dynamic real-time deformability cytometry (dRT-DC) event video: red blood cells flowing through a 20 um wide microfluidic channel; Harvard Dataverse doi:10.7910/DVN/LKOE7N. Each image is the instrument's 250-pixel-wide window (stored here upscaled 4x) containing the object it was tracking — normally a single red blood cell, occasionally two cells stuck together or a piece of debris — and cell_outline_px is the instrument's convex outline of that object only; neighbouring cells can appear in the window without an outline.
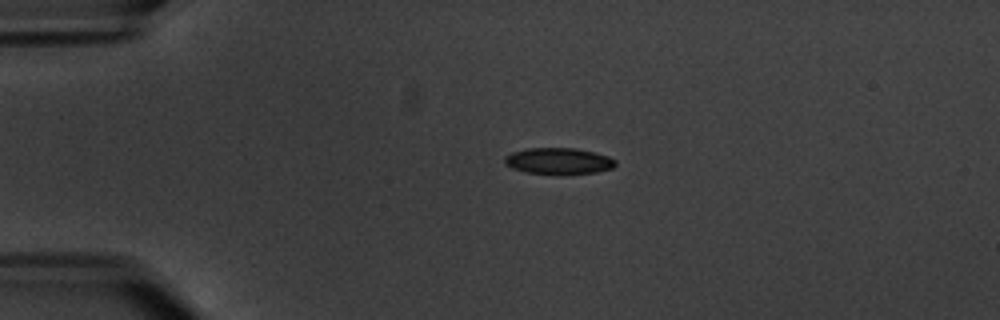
{"species": "common noctule bat (a hibernating species)", "species_latin": "Nyctalus noctula", "temperature_condition": "warm", "stored_images_in_passage": 9, "camera_frame_rate_fps": 3000, "um_per_image_px": 0.085, "animal": {"sex": "male", "body_mass_g": 20.1, "forearm_length_mm": 53.5}, "frame": {"image": 1, "passage_image": 2, "time_ms": 1.333, "image_size_px": [1000, 320], "cell_outline_px": [[616, 164], [612, 168], [596, 172], [560, 176], [524, 172], [512, 168], [504, 164], [504, 156], [512, 152], [528, 148], [576, 148], [596, 152], [608, 156], [616, 160]], "centroid_in_image_um": [47.47, 13.71], "position_along_channel_um": 37.5, "area_um2": 17.57}}
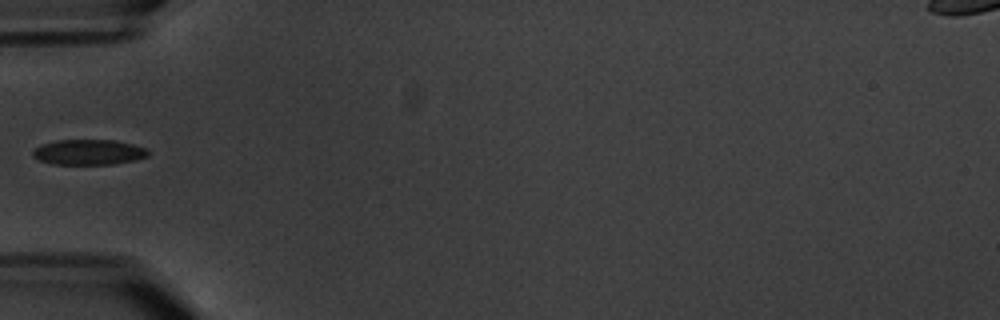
{"frame": {"image": 2, "passage_image": 4, "time_ms": 3.667, "image_size_px": [1000, 320], "cell_outline_px": [[148, 156], [136, 160], [112, 164], [52, 164], [40, 160], [32, 156], [32, 148], [40, 144], [56, 140], [116, 140], [148, 148]], "centroid_in_image_um": [7.51, 12.92], "position_along_channel_um": 77.5, "area_um2": 17.22}}
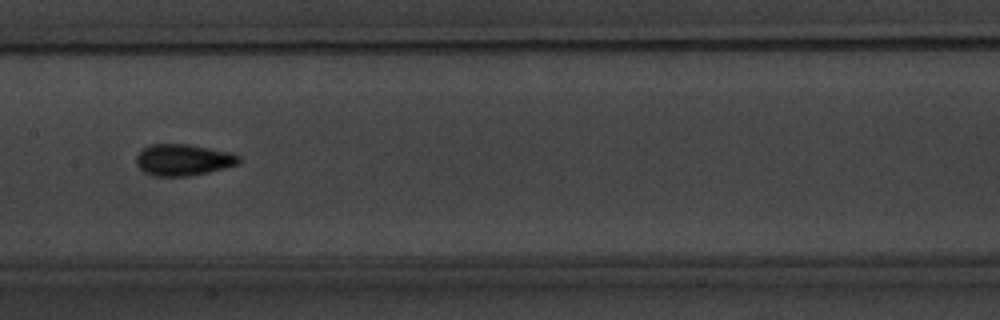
{"frame": {"image": 3, "passage_image": 7, "time_ms": 7.0, "image_size_px": [1000, 320], "cell_outline_px": [[240, 164], [208, 172], [188, 176], [156, 176], [144, 172], [136, 164], [136, 156], [144, 148], [152, 144], [188, 144], [236, 152], [240, 156]], "centroid_in_image_um": [15.63, 13.58], "position_along_channel_um": 191.8, "area_um2": 19.02}}